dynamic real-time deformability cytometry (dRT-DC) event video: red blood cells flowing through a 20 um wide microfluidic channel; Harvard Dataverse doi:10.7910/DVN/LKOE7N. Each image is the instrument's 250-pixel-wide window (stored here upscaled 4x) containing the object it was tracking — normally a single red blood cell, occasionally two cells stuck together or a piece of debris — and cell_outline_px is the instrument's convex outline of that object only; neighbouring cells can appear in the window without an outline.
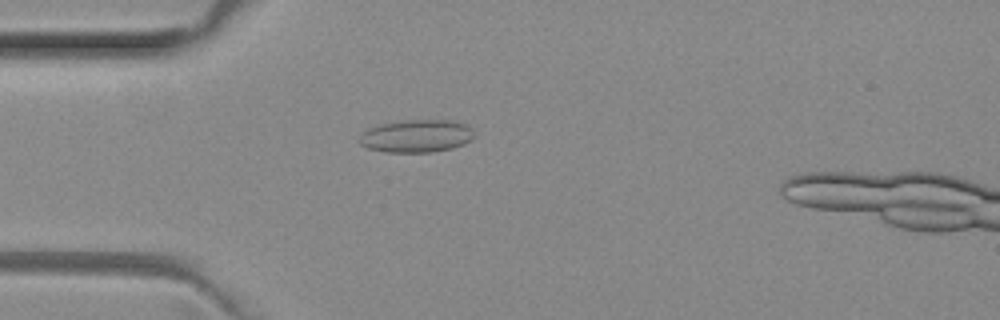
{"species": "common noctule bat (a hibernating species)", "species_latin": "Nyctalus noctula", "temperature_condition": "room temperature", "stored_images_in_passage": 6, "camera_frame_rate_fps": 3000, "um_per_image_px": 0.085, "animal": {"sex": "female", "body_mass_g": 29.2, "forearm_length_mm": 56.3}, "frame": {"image": 1, "passage_image": 6, "time_ms": 1.667, "image_size_px": [1000, 320], "cell_outline_px": [[476, 136], [472, 140], [464, 144], [452, 148], [432, 152], [384, 152], [368, 148], [360, 144], [360, 136], [368, 128], [380, 124], [404, 120], [456, 120], [468, 124], [472, 128]], "centroid_in_image_um": [35.47, 11.55], "position_along_channel_um": 49.5, "area_um2": 22.2}}